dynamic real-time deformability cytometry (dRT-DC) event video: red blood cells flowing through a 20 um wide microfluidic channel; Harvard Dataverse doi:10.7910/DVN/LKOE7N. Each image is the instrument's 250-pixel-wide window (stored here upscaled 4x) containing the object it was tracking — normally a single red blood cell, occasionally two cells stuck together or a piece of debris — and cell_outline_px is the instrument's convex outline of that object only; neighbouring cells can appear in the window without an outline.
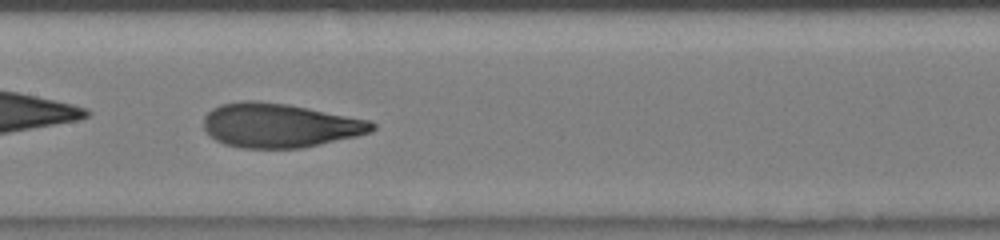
{"species": "human", "species_latin": "Homo sapiens", "temperature_condition": "room temperature", "stored_images_in_passage": 34, "camera_frame_rate_fps": 3000, "um_per_image_px": 0.085, "donor": {"sex": "male"}, "frame": {"image": 1, "passage_image": 15, "time_ms": 10.667, "image_size_px": [1000, 240], "cell_outline_px": [[376, 128], [372, 132], [356, 136], [304, 148], [244, 148], [224, 144], [208, 136], [204, 128], [204, 116], [212, 108], [220, 104], [244, 100], [256, 100], [288, 104], [372, 120], [376, 124]], "centroid_in_image_um": [23.78, 10.65], "position_along_channel_um": 183.6, "area_um2": 43.81}}
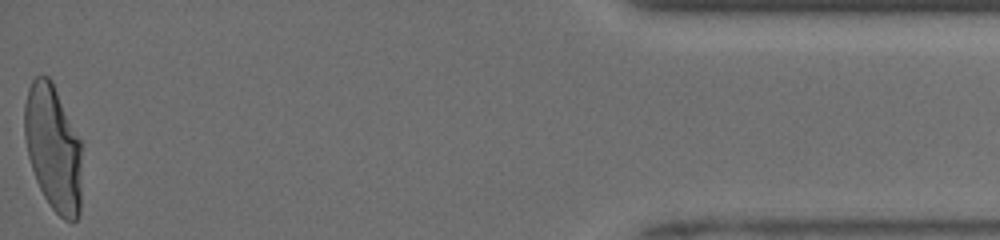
{"frame": {"image": 2, "passage_image": 34, "time_ms": 18.333, "image_size_px": [1000, 240], "cell_outline_px": [[80, 212], [76, 220], [72, 224], [64, 220], [52, 208], [44, 196], [36, 180], [28, 156], [24, 136], [24, 104], [28, 88], [32, 80], [36, 76], [48, 76], [52, 80], [80, 140]], "centroid_in_image_um": [4.5, 12.57], "position_along_channel_um": 430.7, "area_um2": 41.96}, "authors_computed_cell_mechanics": {"area_um2": 42.194, "velocity_mm_per_s": 4.0767, "shape_relaxation_time_tau1_ms": 4.1716, "shape_relaxation_time_tau2_ms": null, "deformation_change_tau1": 0.1943, "deformation_change_tau2": null}}